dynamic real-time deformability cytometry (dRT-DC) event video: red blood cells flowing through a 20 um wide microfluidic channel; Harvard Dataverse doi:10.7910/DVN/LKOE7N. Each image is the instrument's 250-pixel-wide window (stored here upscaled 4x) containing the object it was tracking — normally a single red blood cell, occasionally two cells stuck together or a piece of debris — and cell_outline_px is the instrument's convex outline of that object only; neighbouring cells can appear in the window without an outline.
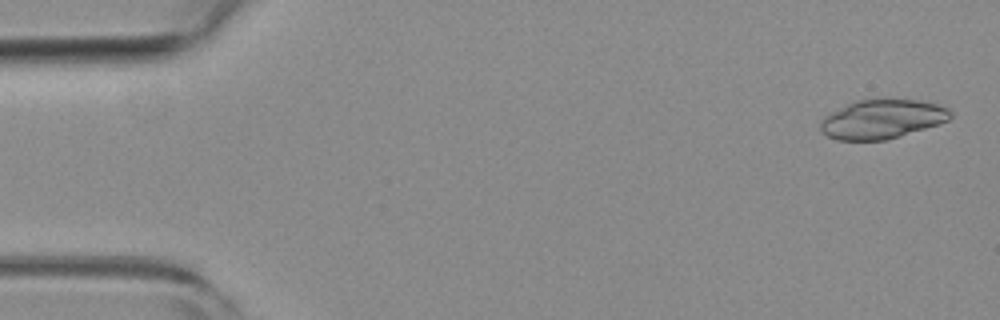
{"species": "common noctule bat (a hibernating species)", "species_latin": "Nyctalus noctula", "temperature_condition": "room temperature", "stored_images_in_passage": 20, "camera_frame_rate_fps": 3000, "um_per_image_px": 0.085, "animal": {"sex": "female", "body_mass_g": 19.3, "forearm_length_mm": 54.1}, "frame": {"image": 1, "passage_image": 2, "time_ms": 0.333, "image_size_px": [1000, 320], "cell_outline_px": [[952, 116], [948, 120], [940, 124], [900, 136], [884, 140], [836, 140], [828, 136], [820, 128], [820, 124], [824, 116], [856, 100], [876, 96], [920, 100], [936, 104], [948, 108], [952, 112]], "centroid_in_image_um": [75.01, 10.08], "position_along_channel_um": 10.0, "area_um2": 30.23}}